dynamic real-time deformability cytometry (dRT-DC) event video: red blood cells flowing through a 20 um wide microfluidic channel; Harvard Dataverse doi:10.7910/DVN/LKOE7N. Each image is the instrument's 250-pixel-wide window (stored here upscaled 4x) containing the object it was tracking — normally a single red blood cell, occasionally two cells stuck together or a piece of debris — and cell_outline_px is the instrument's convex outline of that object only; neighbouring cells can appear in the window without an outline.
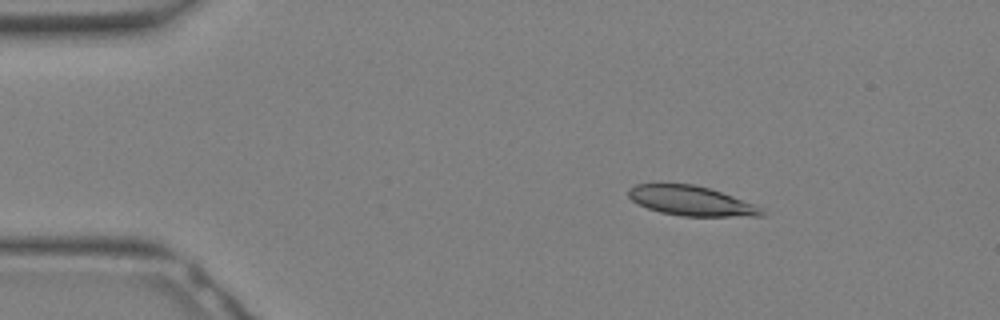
{"species": "Egyptian fruit bat (a non-hibernating species)", "species_latin": "Rousettus aegyptiacus", "temperature_condition": "warm", "stored_images_in_passage": 27, "camera_frame_rate_fps": 3000, "um_per_image_px": 0.085, "animal": {"sex": "female"}, "frame": {"image": 1, "passage_image": 1, "time_ms": 0.0, "image_size_px": [1000, 320], "cell_outline_px": [[764, 216], [684, 216], [660, 212], [648, 208], [632, 200], [628, 196], [628, 188], [636, 184], [696, 184], [756, 204], [764, 208]], "centroid_in_image_um": [58.78, 17.07], "position_along_channel_um": 26.2, "area_um2": 22.95}}
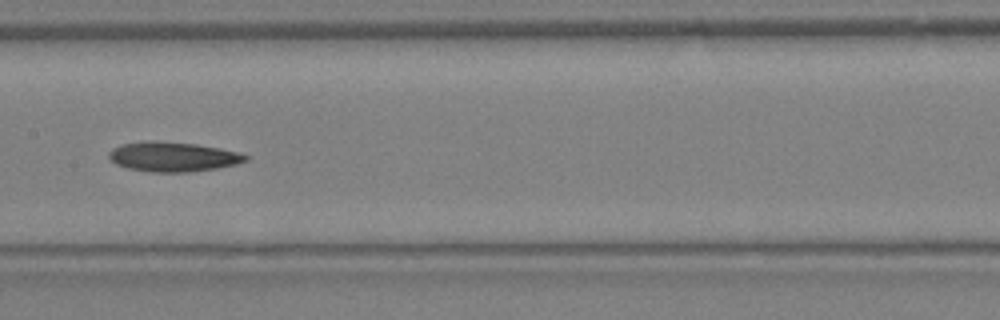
{"frame": {"image": 2, "passage_image": 12, "time_ms": 3.667, "image_size_px": [1000, 320], "cell_outline_px": [[248, 160], [236, 164], [216, 168], [188, 172], [152, 172], [128, 168], [116, 164], [108, 156], [108, 152], [112, 148], [120, 144], [148, 140], [196, 144], [220, 148], [240, 152], [248, 156]], "centroid_in_image_um": [14.69, 13.31], "position_along_channel_um": 192.7, "area_um2": 23.64}}
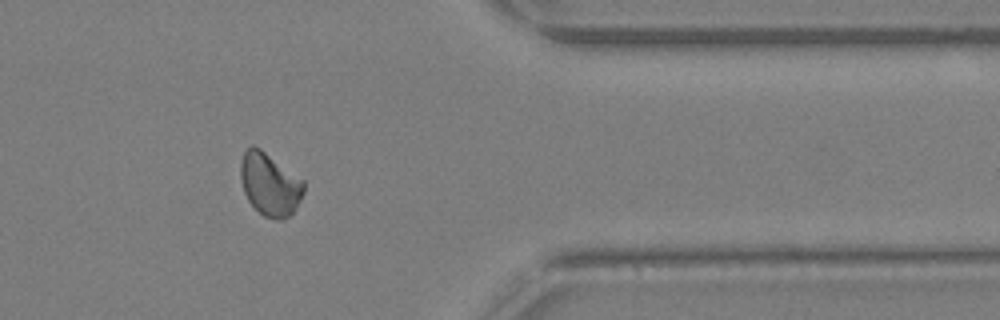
{"frame": {"image": 3, "passage_image": 22, "time_ms": 7.0, "image_size_px": [1000, 320], "cell_outline_px": [[304, 192], [296, 208], [288, 216], [280, 220], [272, 220], [264, 216], [248, 200], [244, 192], [240, 180], [240, 164], [244, 152], [252, 144], [260, 148], [304, 180]], "centroid_in_image_um": [22.93, 15.66], "position_along_channel_um": 388.5, "area_um2": 23.12}}